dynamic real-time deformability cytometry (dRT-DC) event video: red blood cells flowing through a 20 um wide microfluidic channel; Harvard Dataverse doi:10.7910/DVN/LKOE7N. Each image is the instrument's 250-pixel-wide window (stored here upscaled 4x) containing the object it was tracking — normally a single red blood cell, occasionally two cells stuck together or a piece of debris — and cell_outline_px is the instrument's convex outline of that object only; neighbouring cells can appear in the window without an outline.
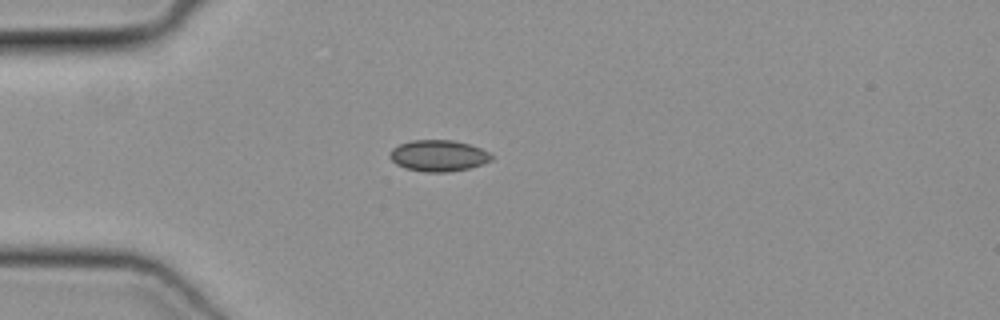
{"species": "common noctule bat (a hibernating species)", "species_latin": "Nyctalus noctula", "temperature_condition": "cold", "stored_images_in_passage": 49, "camera_frame_rate_fps": 3000, "um_per_image_px": 0.085, "animal": {"sex": "female", "body_mass_g": 19.3, "forearm_length_mm": 54.1}, "frame": {"image": 1, "passage_image": 13, "time_ms": 4.0, "image_size_px": [1000, 320], "cell_outline_px": [[492, 160], [468, 168], [448, 172], [424, 172], [404, 168], [396, 164], [388, 156], [392, 148], [400, 144], [412, 140], [452, 140], [468, 144], [480, 148], [488, 152], [492, 156]], "centroid_in_image_um": [37.22, 13.23], "position_along_channel_um": 47.8, "area_um2": 18.44}}
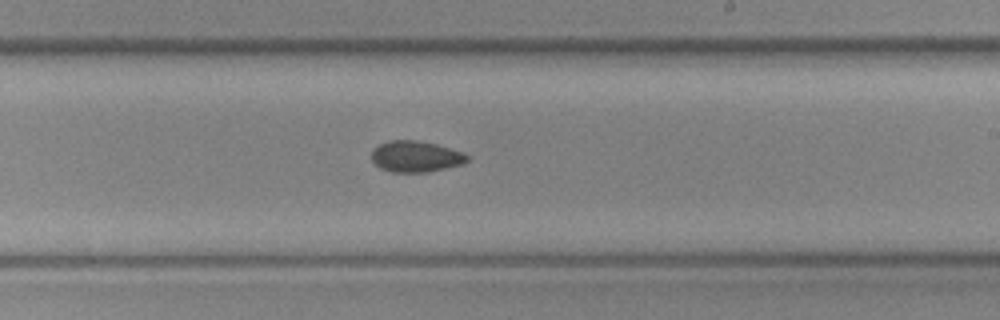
{"frame": {"image": 2, "passage_image": 29, "time_ms": 9.333, "image_size_px": [1000, 320], "cell_outline_px": [[468, 160], [464, 164], [428, 172], [392, 172], [380, 168], [372, 160], [372, 148], [388, 140], [416, 140], [436, 144], [460, 152], [468, 156]], "centroid_in_image_um": [35.31, 13.3], "position_along_channel_um": 253.7, "area_um2": 17.28}}
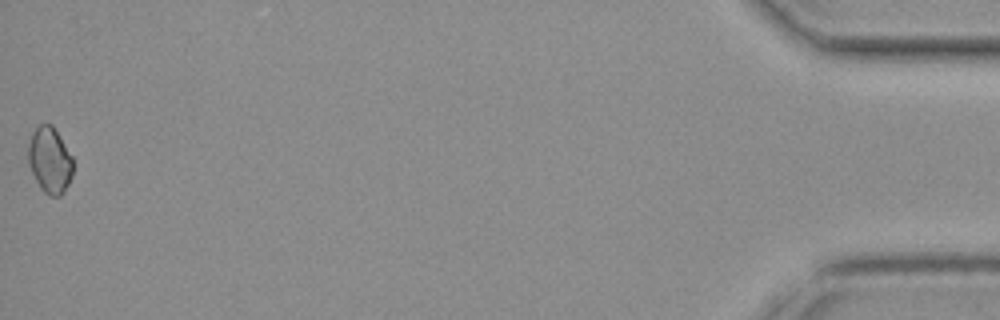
{"frame": {"image": 3, "passage_image": 49, "time_ms": 16.0, "image_size_px": [1000, 320], "cell_outline_px": [[72, 176], [64, 192], [60, 196], [48, 196], [40, 188], [28, 164], [28, 144], [32, 132], [40, 124], [52, 124], [72, 156]], "centroid_in_image_um": [4.22, 13.62], "position_along_channel_um": 431.0, "area_um2": 17.22}}